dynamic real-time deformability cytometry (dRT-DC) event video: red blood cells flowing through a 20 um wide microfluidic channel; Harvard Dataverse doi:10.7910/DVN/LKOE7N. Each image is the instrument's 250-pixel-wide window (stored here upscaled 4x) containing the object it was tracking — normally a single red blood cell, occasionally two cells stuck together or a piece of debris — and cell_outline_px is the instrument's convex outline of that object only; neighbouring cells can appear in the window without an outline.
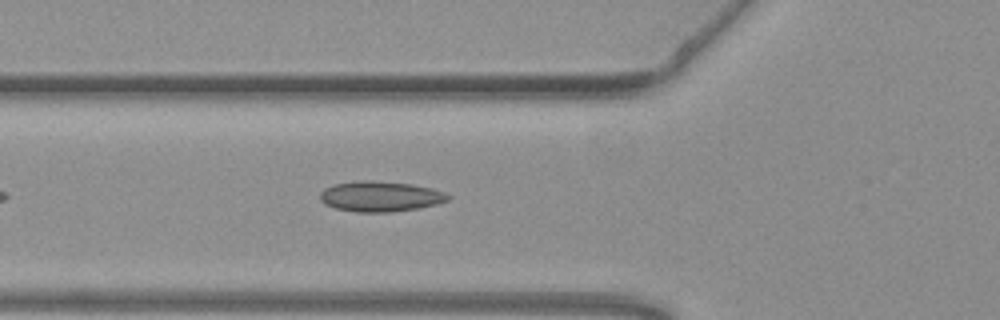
{"species": "common noctule bat (a hibernating species)", "species_latin": "Nyctalus noctula", "temperature_condition": "warm", "stored_images_in_passage": 40, "camera_frame_rate_fps": 3000, "um_per_image_px": 0.085, "animal": {"sex": "female", "body_mass_g": 19.3, "forearm_length_mm": 54.1}, "frame": {"image": 1, "passage_image": 8, "time_ms": 2.333, "image_size_px": [1000, 320], "cell_outline_px": [[452, 196], [448, 200], [436, 204], [420, 208], [392, 212], [356, 212], [336, 208], [324, 204], [320, 200], [320, 192], [324, 188], [332, 184], [356, 180], [372, 180], [412, 184], [432, 188], [444, 192]], "centroid_in_image_um": [32.31, 16.69], "position_along_channel_um": 93.5, "area_um2": 22.95}}
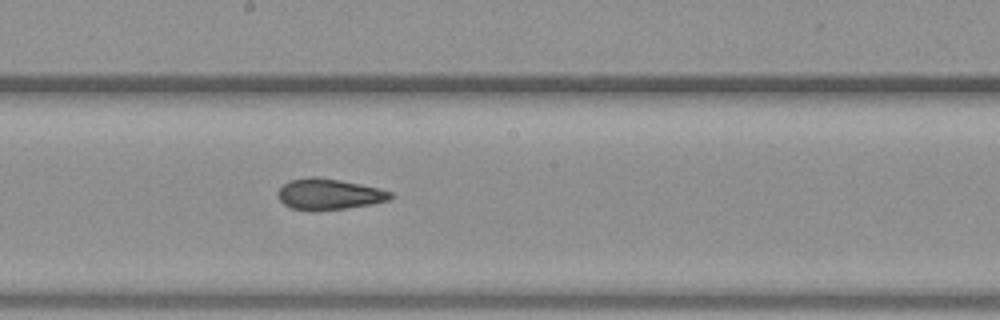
{"frame": {"image": 2, "passage_image": 18, "time_ms": 5.667, "image_size_px": [1000, 320], "cell_outline_px": [[392, 196], [388, 200], [372, 204], [316, 212], [292, 208], [284, 204], [276, 196], [276, 192], [284, 184], [292, 180], [308, 176], [316, 176], [340, 180], [380, 188], [392, 192]], "centroid_in_image_um": [27.93, 16.51], "position_along_channel_um": 220.3, "area_um2": 20.46}}
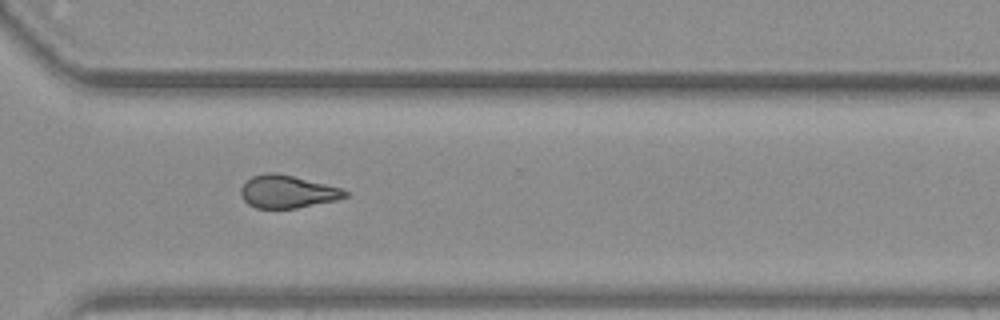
{"frame": {"image": 3, "passage_image": 28, "time_ms": 9.0, "image_size_px": [1000, 320], "cell_outline_px": [[348, 196], [340, 200], [296, 208], [256, 208], [248, 204], [240, 196], [240, 188], [252, 176], [268, 172], [276, 172], [344, 188], [348, 192]], "centroid_in_image_um": [24.47, 16.29], "position_along_channel_um": 346.1, "area_um2": 20.11}, "authors_computed_cell_mechanics": {"area_um2": 20.4612, "velocity_mm_per_s": 3.7859, "shape_relaxation_time_tau1_ms": null, "shape_relaxation_time_tau2_ms": 3.8058, "deformation_change_tau1": null, "deformation_change_tau2": 0.1007}}